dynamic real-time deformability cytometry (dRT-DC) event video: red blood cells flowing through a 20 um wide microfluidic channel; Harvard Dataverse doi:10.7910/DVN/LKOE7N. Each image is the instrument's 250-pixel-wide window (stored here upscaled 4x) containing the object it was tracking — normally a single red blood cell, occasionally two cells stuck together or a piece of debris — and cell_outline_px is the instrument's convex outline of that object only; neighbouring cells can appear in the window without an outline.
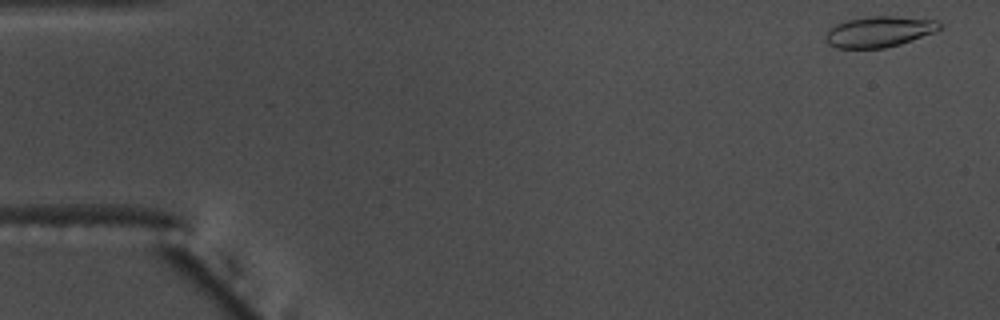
{"species": "common noctule bat (a hibernating species)", "species_latin": "Nyctalus noctula", "temperature_condition": "warm", "stored_images_in_passage": 53, "camera_frame_rate_fps": 3000, "um_per_image_px": 0.085, "animal": {"sex": "male", "body_mass_g": 17.5, "forearm_length_mm": 52.3}, "frame": {"image": 1, "passage_image": 1, "time_ms": 0.0, "image_size_px": [1000, 320], "cell_outline_px": [[944, 24], [936, 32], [900, 44], [884, 48], [836, 48], [828, 44], [824, 40], [824, 36], [836, 24], [848, 20], [868, 16], [892, 16], [936, 20]], "centroid_in_image_um": [74.74, 2.7], "position_along_channel_um": 10.3, "area_um2": 20.46}}
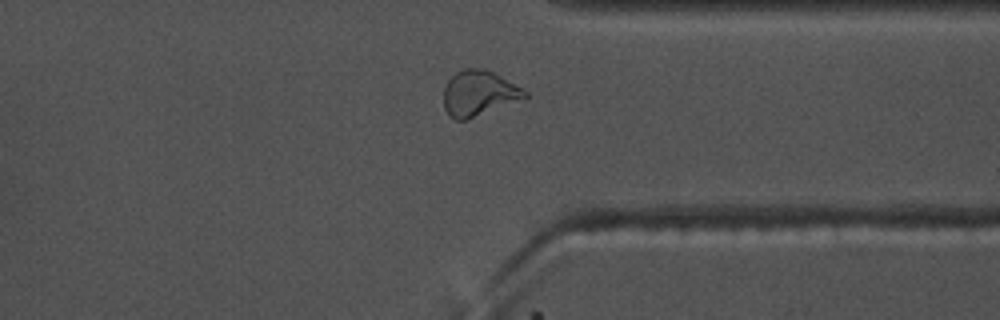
{"frame": {"image": 2, "passage_image": 41, "time_ms": 13.333, "image_size_px": [1000, 320], "cell_outline_px": [[528, 96], [524, 100], [468, 120], [456, 120], [448, 116], [444, 108], [444, 88], [448, 80], [456, 72], [464, 68], [484, 68], [524, 88], [528, 92]], "centroid_in_image_um": [40.73, 7.95], "position_along_channel_um": 370.7, "area_um2": 21.96}}
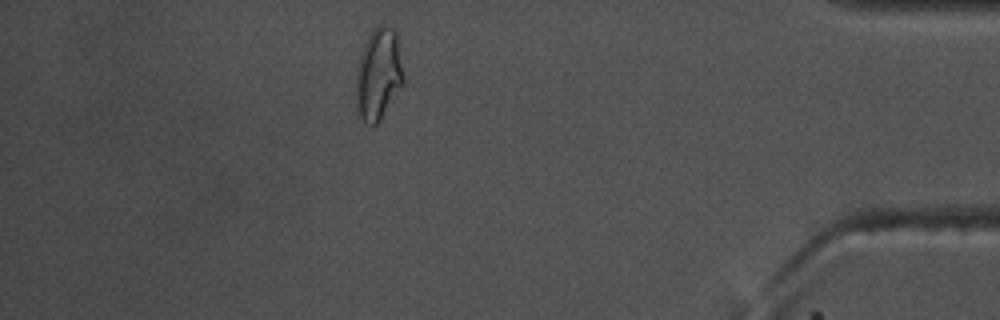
{"frame": {"image": 3, "passage_image": 47, "time_ms": 15.333, "image_size_px": [1000, 320], "cell_outline_px": [[404, 84], [380, 120], [376, 124], [368, 124], [360, 116], [356, 108], [356, 76], [360, 56], [364, 44], [368, 36], [380, 24], [384, 24], [396, 28], [404, 76]], "centroid_in_image_um": [32.19, 6.28], "position_along_channel_um": 403.0, "area_um2": 25.49}, "authors_computed_cell_mechanics": {"area_um2": 20.4034, "velocity_mm_per_s": 3.7249, "shape_relaxation_time_tau1_ms": 8.5516, "shape_relaxation_time_tau2_ms": 2.5702, "deformation_change_tau1": 0.2263, "deformation_change_tau2": 0.103}}